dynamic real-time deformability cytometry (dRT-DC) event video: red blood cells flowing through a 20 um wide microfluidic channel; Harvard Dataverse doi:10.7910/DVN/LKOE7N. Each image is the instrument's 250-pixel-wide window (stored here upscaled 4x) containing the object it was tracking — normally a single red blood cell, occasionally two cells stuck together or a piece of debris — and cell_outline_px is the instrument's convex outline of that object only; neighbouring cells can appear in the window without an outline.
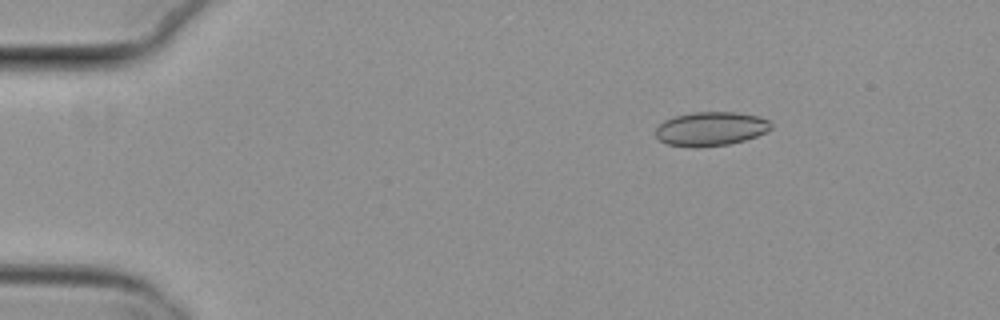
{"species": "common noctule bat (a hibernating species)", "species_latin": "Nyctalus noctula", "temperature_condition": "cold", "stored_images_in_passage": 6, "camera_frame_rate_fps": 3000, "um_per_image_px": 0.085, "animal": {"sex": "female", "body_mass_g": 29.2, "forearm_length_mm": 56.3}, "frame": {"image": 1, "passage_image": 3, "time_ms": 0.667, "image_size_px": [1000, 320], "cell_outline_px": [[772, 128], [756, 136], [744, 140], [728, 144], [700, 148], [692, 148], [668, 144], [660, 140], [656, 136], [656, 128], [664, 120], [672, 116], [692, 112], [736, 112], [760, 116], [768, 120], [772, 124]], "centroid_in_image_um": [60.4, 10.95], "position_along_channel_um": 24.6, "area_um2": 23.06}}
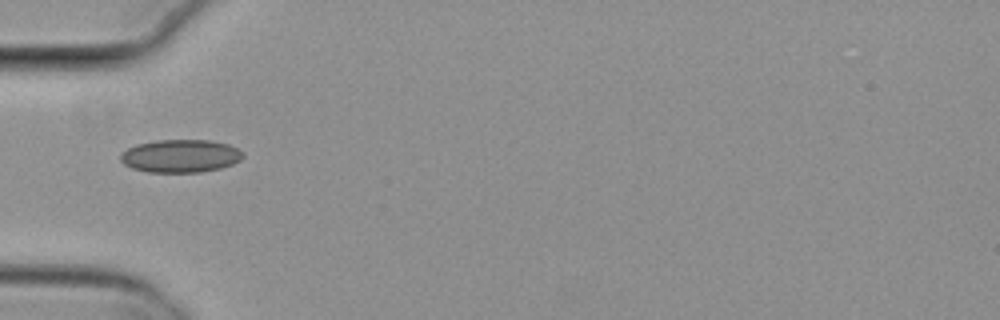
{"frame": {"image": 2, "passage_image": 6, "time_ms": 1.667, "image_size_px": [1000, 320], "cell_outline_px": [[244, 156], [240, 160], [232, 164], [220, 168], [200, 172], [148, 172], [132, 168], [124, 164], [120, 160], [120, 156], [128, 148], [136, 144], [156, 140], [208, 140], [228, 144], [244, 152]], "centroid_in_image_um": [15.34, 13.25], "position_along_channel_um": 69.7, "area_um2": 23.47}}